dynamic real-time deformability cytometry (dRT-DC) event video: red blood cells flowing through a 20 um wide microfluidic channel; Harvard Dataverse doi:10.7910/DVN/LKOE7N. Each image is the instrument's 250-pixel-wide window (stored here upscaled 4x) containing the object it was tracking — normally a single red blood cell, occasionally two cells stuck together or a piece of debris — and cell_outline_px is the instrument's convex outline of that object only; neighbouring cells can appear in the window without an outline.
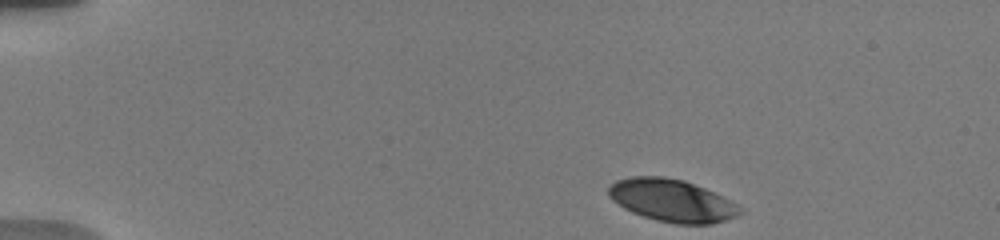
{"species": "human", "species_latin": "Homo sapiens", "temperature_condition": "warm", "stored_images_in_passage": 28, "camera_frame_rate_fps": 3000, "um_per_image_px": 0.085, "donor": {"sex": "male"}, "frame": {"image": 1, "passage_image": 1, "time_ms": 0.0, "image_size_px": [1000, 240], "cell_outline_px": [[744, 212], [736, 216], [712, 224], [676, 224], [656, 220], [632, 212], [624, 208], [612, 200], [608, 196], [608, 184], [616, 180], [632, 176], [664, 176], [684, 180], [704, 188], [736, 204]], "centroid_in_image_um": [57.06, 17.03], "position_along_channel_um": 27.9, "area_um2": 32.43}}
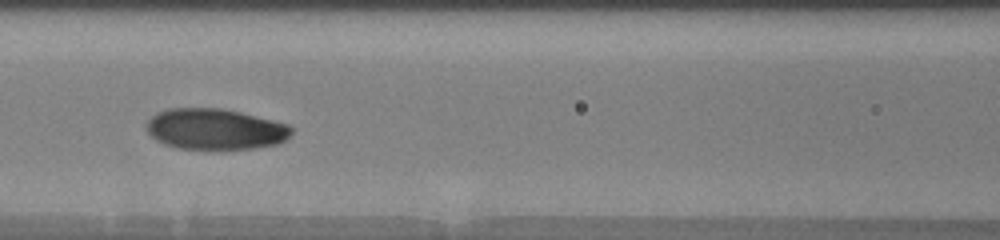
{"frame": {"image": 2, "passage_image": 11, "time_ms": 5.667, "image_size_px": [1000, 240], "cell_outline_px": [[292, 132], [284, 140], [276, 144], [256, 148], [220, 152], [180, 148], [164, 144], [156, 140], [148, 132], [144, 124], [156, 112], [168, 108], [220, 108], [240, 112], [288, 124], [292, 128]], "centroid_in_image_um": [18.26, 11.01], "position_along_channel_um": 148.3, "area_um2": 35.37}}
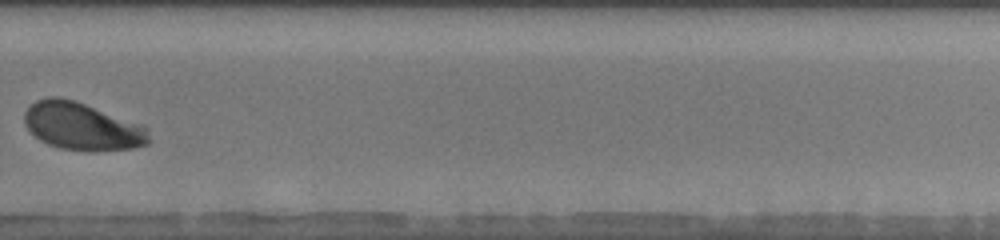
{"frame": {"image": 3, "passage_image": 19, "time_ms": 10.333, "image_size_px": [1000, 240], "cell_outline_px": [[152, 140], [148, 144], [132, 148], [60, 148], [48, 144], [40, 140], [24, 124], [24, 112], [36, 100], [48, 96], [60, 96], [76, 100], [144, 124], [148, 128]], "centroid_in_image_um": [7.01, 10.67], "position_along_channel_um": 322.8, "area_um2": 34.22}, "authors_computed_cell_mechanics": {"area_um2": 34.1887, "velocity_mm_per_s": 3.7501, "shape_relaxation_time_tau1_ms": 2.4495, "shape_relaxation_time_tau2_ms": 2.3648, "deformation_change_tau1": 0.1477, "deformation_change_tau2": 0.0521}}